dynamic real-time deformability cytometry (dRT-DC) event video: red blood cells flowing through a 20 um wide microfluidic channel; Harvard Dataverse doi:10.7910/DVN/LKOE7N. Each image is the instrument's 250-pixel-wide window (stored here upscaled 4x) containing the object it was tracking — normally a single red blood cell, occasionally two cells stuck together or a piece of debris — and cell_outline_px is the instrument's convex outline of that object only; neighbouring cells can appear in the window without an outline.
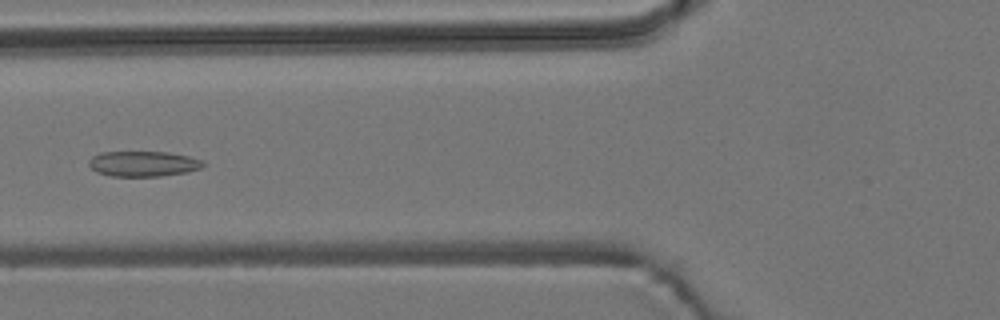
{"species": "common noctule bat (a hibernating species)", "species_latin": "Nyctalus noctula", "temperature_condition": "room temperature", "stored_images_in_passage": 8, "camera_frame_rate_fps": 3000, "um_per_image_px": 0.085, "animal": {"sex": "male", "body_mass_g": 19.2, "forearm_length_mm": 51.8}, "frame": {"image": 1, "passage_image": 5, "time_ms": 1.333, "image_size_px": [1000, 320], "cell_outline_px": [[208, 164], [200, 168], [188, 172], [160, 176], [112, 176], [96, 172], [88, 164], [88, 160], [92, 156], [100, 152], [168, 152], [188, 156], [204, 160]], "centroid_in_image_um": [12.2, 13.92], "position_along_channel_um": 113.6, "area_um2": 17.05}}
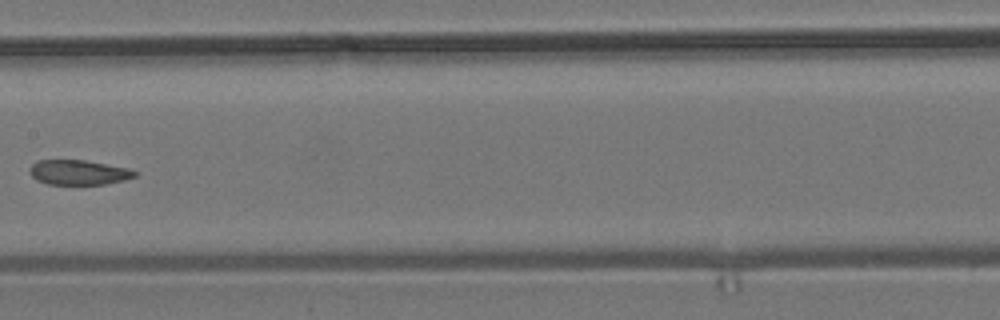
{"frame": {"image": 2, "passage_image": 7, "time_ms": 2.0, "image_size_px": [1000, 320], "cell_outline_px": [[136, 176], [124, 180], [104, 184], [48, 184], [36, 180], [32, 176], [28, 168], [36, 160], [84, 160], [132, 168], [136, 172]], "centroid_in_image_um": [6.68, 14.64], "position_along_channel_um": 200.7, "area_um2": 15.32}}
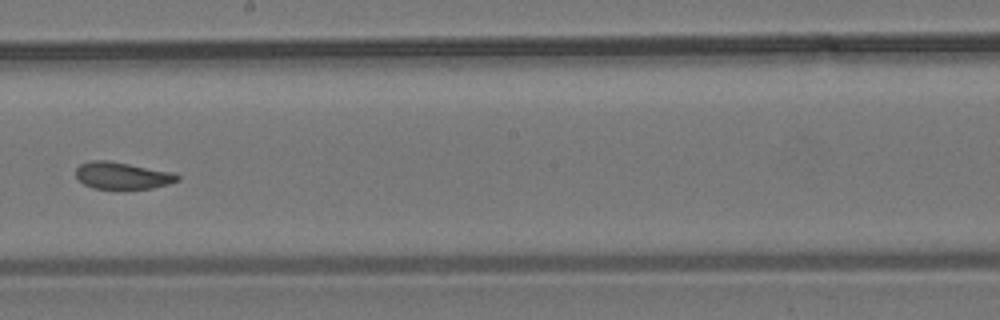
{"frame": {"image": 3, "passage_image": 8, "time_ms": 2.333, "image_size_px": [1000, 320], "cell_outline_px": [[180, 180], [168, 184], [152, 188], [92, 188], [84, 184], [76, 176], [76, 168], [80, 164], [92, 160], [108, 160], [172, 172], [180, 176]], "centroid_in_image_um": [10.39, 14.91], "position_along_channel_um": 237.8, "area_um2": 15.78}}